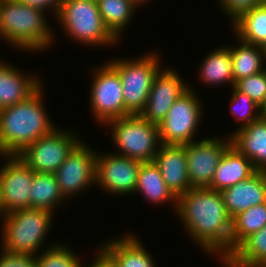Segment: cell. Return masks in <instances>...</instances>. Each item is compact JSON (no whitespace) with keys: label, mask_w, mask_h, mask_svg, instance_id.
<instances>
[{"label":"cell","mask_w":266,"mask_h":267,"mask_svg":"<svg viewBox=\"0 0 266 267\" xmlns=\"http://www.w3.org/2000/svg\"><path fill=\"white\" fill-rule=\"evenodd\" d=\"M262 50H263L264 63H265V66H266V44H264L262 46Z\"/></svg>","instance_id":"obj_39"},{"label":"cell","mask_w":266,"mask_h":267,"mask_svg":"<svg viewBox=\"0 0 266 267\" xmlns=\"http://www.w3.org/2000/svg\"><path fill=\"white\" fill-rule=\"evenodd\" d=\"M99 12L105 27L118 40L129 27L137 7L131 0H100Z\"/></svg>","instance_id":"obj_28"},{"label":"cell","mask_w":266,"mask_h":267,"mask_svg":"<svg viewBox=\"0 0 266 267\" xmlns=\"http://www.w3.org/2000/svg\"><path fill=\"white\" fill-rule=\"evenodd\" d=\"M222 137L212 136L185 144L187 170L192 188L211 185L220 159L232 144L231 136Z\"/></svg>","instance_id":"obj_14"},{"label":"cell","mask_w":266,"mask_h":267,"mask_svg":"<svg viewBox=\"0 0 266 267\" xmlns=\"http://www.w3.org/2000/svg\"><path fill=\"white\" fill-rule=\"evenodd\" d=\"M228 134L232 145L252 162L253 167L266 172V119L260 118Z\"/></svg>","instance_id":"obj_20"},{"label":"cell","mask_w":266,"mask_h":267,"mask_svg":"<svg viewBox=\"0 0 266 267\" xmlns=\"http://www.w3.org/2000/svg\"><path fill=\"white\" fill-rule=\"evenodd\" d=\"M260 113H261V118L266 119V98L263 104L260 107Z\"/></svg>","instance_id":"obj_38"},{"label":"cell","mask_w":266,"mask_h":267,"mask_svg":"<svg viewBox=\"0 0 266 267\" xmlns=\"http://www.w3.org/2000/svg\"><path fill=\"white\" fill-rule=\"evenodd\" d=\"M91 73L89 108L95 121L104 126L111 120L130 115L125 110L119 74L107 62L93 68Z\"/></svg>","instance_id":"obj_9"},{"label":"cell","mask_w":266,"mask_h":267,"mask_svg":"<svg viewBox=\"0 0 266 267\" xmlns=\"http://www.w3.org/2000/svg\"><path fill=\"white\" fill-rule=\"evenodd\" d=\"M198 72L199 79L209 87L229 85L234 87L231 51L227 46H218L203 58ZM211 85V86H210Z\"/></svg>","instance_id":"obj_23"},{"label":"cell","mask_w":266,"mask_h":267,"mask_svg":"<svg viewBox=\"0 0 266 267\" xmlns=\"http://www.w3.org/2000/svg\"><path fill=\"white\" fill-rule=\"evenodd\" d=\"M232 97L229 100L231 110L229 111L235 121L239 125L236 130H239L251 122L257 121L261 118L260 106L256 104L247 95L239 92L234 87H232Z\"/></svg>","instance_id":"obj_31"},{"label":"cell","mask_w":266,"mask_h":267,"mask_svg":"<svg viewBox=\"0 0 266 267\" xmlns=\"http://www.w3.org/2000/svg\"><path fill=\"white\" fill-rule=\"evenodd\" d=\"M42 252V253H41ZM35 255L39 267H81V258L65 243L54 242Z\"/></svg>","instance_id":"obj_30"},{"label":"cell","mask_w":266,"mask_h":267,"mask_svg":"<svg viewBox=\"0 0 266 267\" xmlns=\"http://www.w3.org/2000/svg\"><path fill=\"white\" fill-rule=\"evenodd\" d=\"M145 53L136 59L122 57L106 61L119 74L125 110L130 115H138L144 110L154 77L162 68L158 52Z\"/></svg>","instance_id":"obj_6"},{"label":"cell","mask_w":266,"mask_h":267,"mask_svg":"<svg viewBox=\"0 0 266 267\" xmlns=\"http://www.w3.org/2000/svg\"><path fill=\"white\" fill-rule=\"evenodd\" d=\"M175 215L188 238L204 253L218 257L221 263L230 255L232 219L221 192L208 187L191 188L178 197Z\"/></svg>","instance_id":"obj_1"},{"label":"cell","mask_w":266,"mask_h":267,"mask_svg":"<svg viewBox=\"0 0 266 267\" xmlns=\"http://www.w3.org/2000/svg\"><path fill=\"white\" fill-rule=\"evenodd\" d=\"M54 215L51 211L36 208L2 215L0 249L11 253L39 254L49 236L47 233H50Z\"/></svg>","instance_id":"obj_4"},{"label":"cell","mask_w":266,"mask_h":267,"mask_svg":"<svg viewBox=\"0 0 266 267\" xmlns=\"http://www.w3.org/2000/svg\"><path fill=\"white\" fill-rule=\"evenodd\" d=\"M256 171L252 162L231 144L220 159L208 188L221 192L248 179Z\"/></svg>","instance_id":"obj_21"},{"label":"cell","mask_w":266,"mask_h":267,"mask_svg":"<svg viewBox=\"0 0 266 267\" xmlns=\"http://www.w3.org/2000/svg\"><path fill=\"white\" fill-rule=\"evenodd\" d=\"M260 267H266V261H265L264 264H263L262 266H260Z\"/></svg>","instance_id":"obj_43"},{"label":"cell","mask_w":266,"mask_h":267,"mask_svg":"<svg viewBox=\"0 0 266 267\" xmlns=\"http://www.w3.org/2000/svg\"><path fill=\"white\" fill-rule=\"evenodd\" d=\"M1 216L30 208L34 171L17 155L0 156ZM6 161H5V160Z\"/></svg>","instance_id":"obj_13"},{"label":"cell","mask_w":266,"mask_h":267,"mask_svg":"<svg viewBox=\"0 0 266 267\" xmlns=\"http://www.w3.org/2000/svg\"><path fill=\"white\" fill-rule=\"evenodd\" d=\"M221 194L231 219L251 206L266 203V172L256 171L248 179L222 190Z\"/></svg>","instance_id":"obj_18"},{"label":"cell","mask_w":266,"mask_h":267,"mask_svg":"<svg viewBox=\"0 0 266 267\" xmlns=\"http://www.w3.org/2000/svg\"><path fill=\"white\" fill-rule=\"evenodd\" d=\"M266 261V226L247 237L221 267H260Z\"/></svg>","instance_id":"obj_24"},{"label":"cell","mask_w":266,"mask_h":267,"mask_svg":"<svg viewBox=\"0 0 266 267\" xmlns=\"http://www.w3.org/2000/svg\"><path fill=\"white\" fill-rule=\"evenodd\" d=\"M97 254L95 257H93V260L89 262V265L83 264L84 261H82L81 267H116L113 260L100 248L97 247Z\"/></svg>","instance_id":"obj_36"},{"label":"cell","mask_w":266,"mask_h":267,"mask_svg":"<svg viewBox=\"0 0 266 267\" xmlns=\"http://www.w3.org/2000/svg\"><path fill=\"white\" fill-rule=\"evenodd\" d=\"M97 150L81 140L54 173L66 200L96 185Z\"/></svg>","instance_id":"obj_11"},{"label":"cell","mask_w":266,"mask_h":267,"mask_svg":"<svg viewBox=\"0 0 266 267\" xmlns=\"http://www.w3.org/2000/svg\"><path fill=\"white\" fill-rule=\"evenodd\" d=\"M27 6L41 9L45 12H52L55 18L60 11L62 0H17Z\"/></svg>","instance_id":"obj_35"},{"label":"cell","mask_w":266,"mask_h":267,"mask_svg":"<svg viewBox=\"0 0 266 267\" xmlns=\"http://www.w3.org/2000/svg\"><path fill=\"white\" fill-rule=\"evenodd\" d=\"M167 187L178 198L190 190L185 145L161 144L154 158Z\"/></svg>","instance_id":"obj_16"},{"label":"cell","mask_w":266,"mask_h":267,"mask_svg":"<svg viewBox=\"0 0 266 267\" xmlns=\"http://www.w3.org/2000/svg\"><path fill=\"white\" fill-rule=\"evenodd\" d=\"M230 26L234 38L262 47L266 44V4L255 6Z\"/></svg>","instance_id":"obj_27"},{"label":"cell","mask_w":266,"mask_h":267,"mask_svg":"<svg viewBox=\"0 0 266 267\" xmlns=\"http://www.w3.org/2000/svg\"><path fill=\"white\" fill-rule=\"evenodd\" d=\"M266 226V203L251 206L232 219L230 254L251 234Z\"/></svg>","instance_id":"obj_29"},{"label":"cell","mask_w":266,"mask_h":267,"mask_svg":"<svg viewBox=\"0 0 266 267\" xmlns=\"http://www.w3.org/2000/svg\"><path fill=\"white\" fill-rule=\"evenodd\" d=\"M55 21L67 39L87 47H112L118 40L105 27L98 3L89 0H62Z\"/></svg>","instance_id":"obj_5"},{"label":"cell","mask_w":266,"mask_h":267,"mask_svg":"<svg viewBox=\"0 0 266 267\" xmlns=\"http://www.w3.org/2000/svg\"><path fill=\"white\" fill-rule=\"evenodd\" d=\"M89 1L98 3L100 0H89Z\"/></svg>","instance_id":"obj_42"},{"label":"cell","mask_w":266,"mask_h":267,"mask_svg":"<svg viewBox=\"0 0 266 267\" xmlns=\"http://www.w3.org/2000/svg\"><path fill=\"white\" fill-rule=\"evenodd\" d=\"M260 4H266V0H259Z\"/></svg>","instance_id":"obj_41"},{"label":"cell","mask_w":266,"mask_h":267,"mask_svg":"<svg viewBox=\"0 0 266 267\" xmlns=\"http://www.w3.org/2000/svg\"><path fill=\"white\" fill-rule=\"evenodd\" d=\"M134 193H139L144 199L155 205L164 206L165 203H170L174 212L177 210V197L167 187L164 179L161 176L158 166L151 162H142L138 171L137 185ZM157 204V205H156Z\"/></svg>","instance_id":"obj_22"},{"label":"cell","mask_w":266,"mask_h":267,"mask_svg":"<svg viewBox=\"0 0 266 267\" xmlns=\"http://www.w3.org/2000/svg\"><path fill=\"white\" fill-rule=\"evenodd\" d=\"M43 85L25 101L0 110V156L19 155L58 127L44 106Z\"/></svg>","instance_id":"obj_2"},{"label":"cell","mask_w":266,"mask_h":267,"mask_svg":"<svg viewBox=\"0 0 266 267\" xmlns=\"http://www.w3.org/2000/svg\"><path fill=\"white\" fill-rule=\"evenodd\" d=\"M117 151L114 153L141 162H151L161 145L157 124L140 114L117 118L105 124Z\"/></svg>","instance_id":"obj_7"},{"label":"cell","mask_w":266,"mask_h":267,"mask_svg":"<svg viewBox=\"0 0 266 267\" xmlns=\"http://www.w3.org/2000/svg\"><path fill=\"white\" fill-rule=\"evenodd\" d=\"M0 267H39L35 255L0 250Z\"/></svg>","instance_id":"obj_34"},{"label":"cell","mask_w":266,"mask_h":267,"mask_svg":"<svg viewBox=\"0 0 266 267\" xmlns=\"http://www.w3.org/2000/svg\"><path fill=\"white\" fill-rule=\"evenodd\" d=\"M47 15L17 0H0V39L18 51H47L56 40Z\"/></svg>","instance_id":"obj_3"},{"label":"cell","mask_w":266,"mask_h":267,"mask_svg":"<svg viewBox=\"0 0 266 267\" xmlns=\"http://www.w3.org/2000/svg\"><path fill=\"white\" fill-rule=\"evenodd\" d=\"M99 247L113 260L116 267H157L152 254L132 232L102 241ZM150 253V254H149Z\"/></svg>","instance_id":"obj_19"},{"label":"cell","mask_w":266,"mask_h":267,"mask_svg":"<svg viewBox=\"0 0 266 267\" xmlns=\"http://www.w3.org/2000/svg\"><path fill=\"white\" fill-rule=\"evenodd\" d=\"M0 217H1V184H0Z\"/></svg>","instance_id":"obj_40"},{"label":"cell","mask_w":266,"mask_h":267,"mask_svg":"<svg viewBox=\"0 0 266 267\" xmlns=\"http://www.w3.org/2000/svg\"><path fill=\"white\" fill-rule=\"evenodd\" d=\"M234 88L261 107L266 98V70L237 80Z\"/></svg>","instance_id":"obj_32"},{"label":"cell","mask_w":266,"mask_h":267,"mask_svg":"<svg viewBox=\"0 0 266 267\" xmlns=\"http://www.w3.org/2000/svg\"><path fill=\"white\" fill-rule=\"evenodd\" d=\"M72 130L56 127L50 134L40 137L19 155L34 172L54 174L72 149L82 140Z\"/></svg>","instance_id":"obj_10"},{"label":"cell","mask_w":266,"mask_h":267,"mask_svg":"<svg viewBox=\"0 0 266 267\" xmlns=\"http://www.w3.org/2000/svg\"><path fill=\"white\" fill-rule=\"evenodd\" d=\"M189 82L173 68H162L155 75L147 103L140 115L159 125L174 102L189 89Z\"/></svg>","instance_id":"obj_15"},{"label":"cell","mask_w":266,"mask_h":267,"mask_svg":"<svg viewBox=\"0 0 266 267\" xmlns=\"http://www.w3.org/2000/svg\"><path fill=\"white\" fill-rule=\"evenodd\" d=\"M221 12L224 11V16L230 19L231 25L238 20L243 14L260 5L259 0H216Z\"/></svg>","instance_id":"obj_33"},{"label":"cell","mask_w":266,"mask_h":267,"mask_svg":"<svg viewBox=\"0 0 266 267\" xmlns=\"http://www.w3.org/2000/svg\"><path fill=\"white\" fill-rule=\"evenodd\" d=\"M30 190V208L45 209L56 213L55 208L59 209V205L64 201L67 202L52 173L34 172Z\"/></svg>","instance_id":"obj_25"},{"label":"cell","mask_w":266,"mask_h":267,"mask_svg":"<svg viewBox=\"0 0 266 267\" xmlns=\"http://www.w3.org/2000/svg\"><path fill=\"white\" fill-rule=\"evenodd\" d=\"M193 89L189 83V89L174 102L158 125L161 144L185 145L195 141L204 106Z\"/></svg>","instance_id":"obj_8"},{"label":"cell","mask_w":266,"mask_h":267,"mask_svg":"<svg viewBox=\"0 0 266 267\" xmlns=\"http://www.w3.org/2000/svg\"><path fill=\"white\" fill-rule=\"evenodd\" d=\"M132 3L138 8H140L142 5L145 6V4H148V2H150V0H131Z\"/></svg>","instance_id":"obj_37"},{"label":"cell","mask_w":266,"mask_h":267,"mask_svg":"<svg viewBox=\"0 0 266 267\" xmlns=\"http://www.w3.org/2000/svg\"><path fill=\"white\" fill-rule=\"evenodd\" d=\"M7 62L0 60V110L25 101L43 83L41 75L36 72L31 75L23 73Z\"/></svg>","instance_id":"obj_17"},{"label":"cell","mask_w":266,"mask_h":267,"mask_svg":"<svg viewBox=\"0 0 266 267\" xmlns=\"http://www.w3.org/2000/svg\"><path fill=\"white\" fill-rule=\"evenodd\" d=\"M141 163L112 151L97 150L95 187L99 185L100 190L114 197L134 195Z\"/></svg>","instance_id":"obj_12"},{"label":"cell","mask_w":266,"mask_h":267,"mask_svg":"<svg viewBox=\"0 0 266 267\" xmlns=\"http://www.w3.org/2000/svg\"><path fill=\"white\" fill-rule=\"evenodd\" d=\"M237 45H227L231 51L234 83L244 77L266 70L261 46L249 44L235 38Z\"/></svg>","instance_id":"obj_26"}]
</instances>
